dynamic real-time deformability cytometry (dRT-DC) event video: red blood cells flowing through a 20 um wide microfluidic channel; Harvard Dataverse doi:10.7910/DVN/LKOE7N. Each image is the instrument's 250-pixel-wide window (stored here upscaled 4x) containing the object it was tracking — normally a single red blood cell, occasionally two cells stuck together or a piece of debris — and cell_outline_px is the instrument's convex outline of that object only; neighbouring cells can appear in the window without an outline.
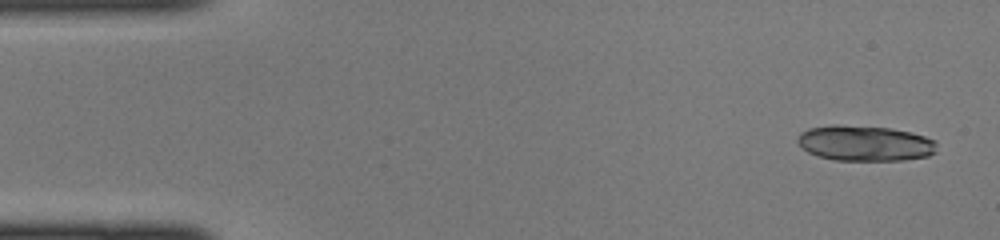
{"species": "common noctule bat (a hibernating species)", "species_latin": "Nyctalus noctula", "temperature_condition": "cold", "stored_images_in_passage": 11, "camera_frame_rate_fps": 3000, "um_per_image_px": 0.085, "animal": {"sex": "female", "body_mass_g": 22.0, "forearm_length_mm": 56.7}, "frame": {"image": 1, "passage_image": 1, "time_ms": 0.0, "image_size_px": [1000, 240], "cell_outline_px": [[936, 152], [928, 156], [904, 160], [836, 160], [816, 156], [808, 152], [796, 140], [796, 136], [800, 132], [808, 128], [832, 124], [836, 124], [892, 128], [912, 132], [936, 140]], "centroid_in_image_um": [73.51, 12.16], "position_along_channel_um": 11.5, "area_um2": 29.13}}